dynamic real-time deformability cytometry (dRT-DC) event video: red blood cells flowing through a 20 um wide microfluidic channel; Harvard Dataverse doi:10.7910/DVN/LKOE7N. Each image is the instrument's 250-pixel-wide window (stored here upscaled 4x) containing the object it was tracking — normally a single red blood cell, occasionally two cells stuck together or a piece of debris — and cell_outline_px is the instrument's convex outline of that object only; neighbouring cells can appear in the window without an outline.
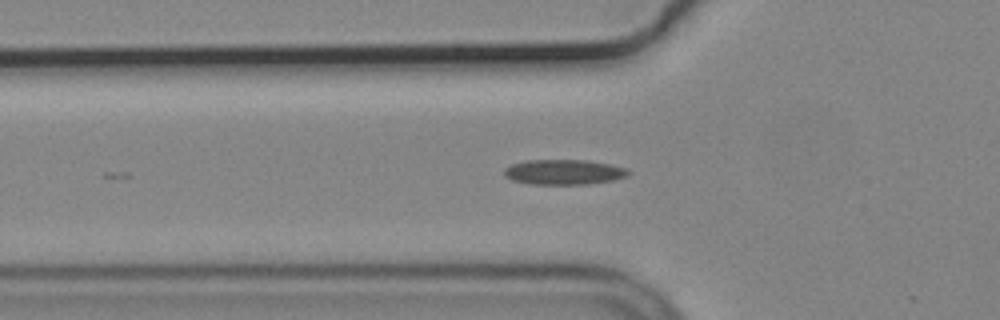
{"species": "common noctule bat (a hibernating species)", "species_latin": "Nyctalus noctula", "temperature_condition": "cold", "stored_images_in_passage": 19, "camera_frame_rate_fps": 3000, "um_per_image_px": 0.085, "animal": {"sex": "male", "body_mass_g": 19.2, "forearm_length_mm": 51.8}, "frame": {"image": 1, "passage_image": 8, "time_ms": 2.333, "image_size_px": [1000, 320], "cell_outline_px": [[632, 172], [628, 176], [612, 180], [588, 184], [528, 184], [512, 180], [504, 176], [504, 168], [512, 164], [528, 160], [588, 160], [628, 168]], "centroid_in_image_um": [47.94, 14.62], "position_along_channel_um": 77.9, "area_um2": 18.26}}
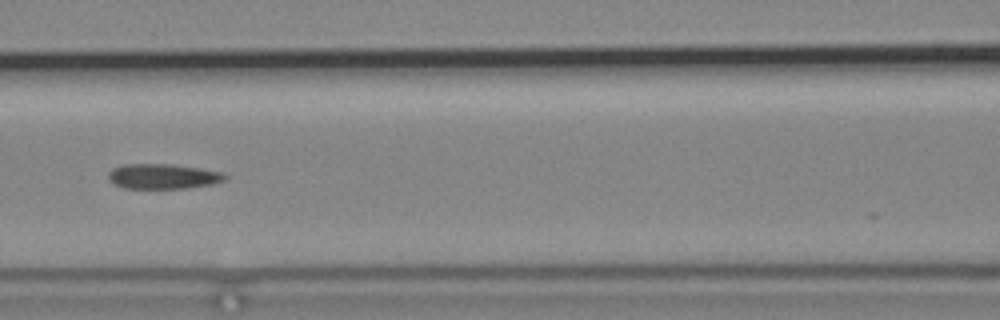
{"frame": {"image": 2, "passage_image": 14, "time_ms": 4.333, "image_size_px": [1000, 320], "cell_outline_px": [[228, 176], [224, 180], [212, 184], [184, 188], [124, 188], [116, 184], [108, 176], [108, 172], [112, 168], [124, 164], [168, 164], [196, 168], [220, 172]], "centroid_in_image_um": [13.82, 14.99], "position_along_channel_um": 152.8, "area_um2": 16.65}}
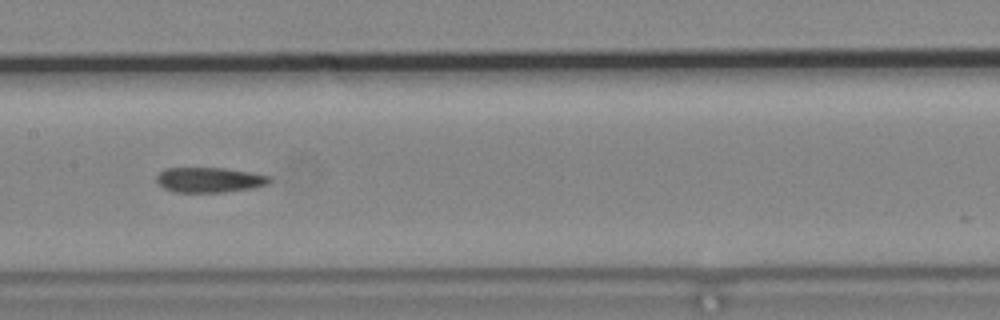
{"frame": {"image": 3, "passage_image": 17, "time_ms": 5.333, "image_size_px": [1000, 320], "cell_outline_px": [[272, 180], [268, 184], [252, 188], [224, 192], [176, 192], [164, 188], [156, 180], [156, 176], [164, 168], [224, 168], [272, 176]], "centroid_in_image_um": [17.82, 15.29], "position_along_channel_um": 189.6, "area_um2": 16.47}}